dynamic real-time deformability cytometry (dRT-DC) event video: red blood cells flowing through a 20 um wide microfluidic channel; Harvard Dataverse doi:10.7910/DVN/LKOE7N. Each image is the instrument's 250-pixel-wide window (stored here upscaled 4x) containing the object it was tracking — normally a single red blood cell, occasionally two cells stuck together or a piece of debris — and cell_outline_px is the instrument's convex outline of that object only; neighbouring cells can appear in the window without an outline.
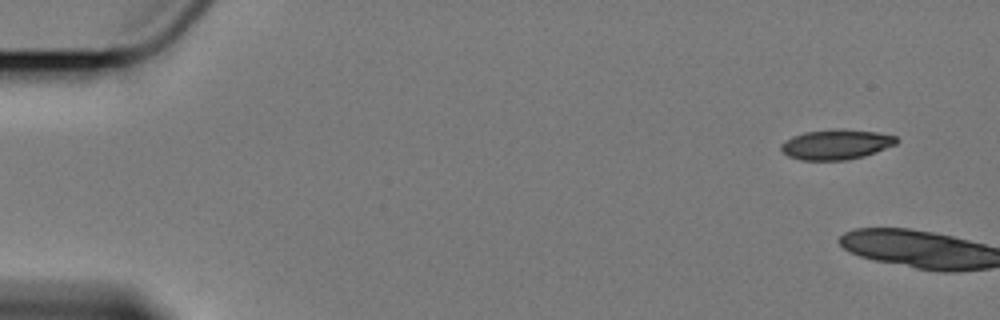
{"species": "Egyptian fruit bat (a non-hibernating species)", "species_latin": "Rousettus aegyptiacus", "temperature_condition": "cold", "stored_images_in_passage": 9, "camera_frame_rate_fps": 3000, "um_per_image_px": 0.085, "animal": {"sex": "female"}, "frame": {"image": 1, "passage_image": 1, "time_ms": 0.0, "image_size_px": [1000, 320], "cell_outline_px": [[900, 140], [896, 144], [864, 156], [848, 160], [800, 160], [788, 156], [780, 148], [780, 144], [784, 140], [792, 136], [804, 132], [876, 132], [896, 136]], "centroid_in_image_um": [71.04, 12.33], "position_along_channel_um": 14.0, "area_um2": 19.31}}
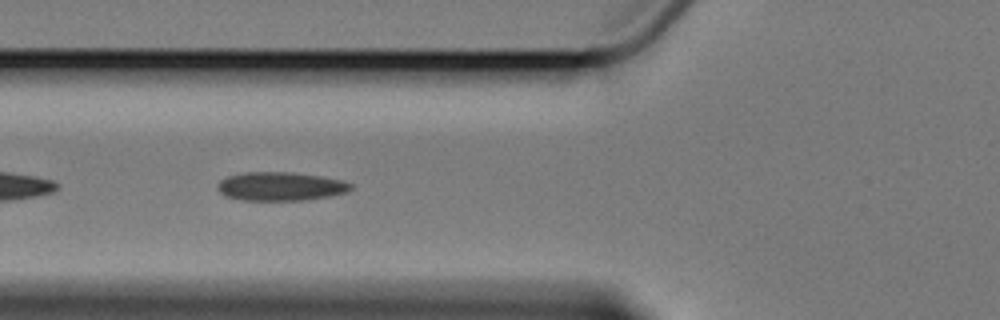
{"frame": {"image": 2, "passage_image": 7, "time_ms": 8.0, "image_size_px": [1000, 320], "cell_outline_px": [[352, 188], [348, 192], [328, 196], [304, 200], [240, 200], [224, 196], [216, 188], [220, 180], [228, 176], [244, 172], [292, 172], [320, 176], [340, 180], [352, 184]], "centroid_in_image_um": [23.81, 15.84], "position_along_channel_um": 102.0, "area_um2": 22.25}}
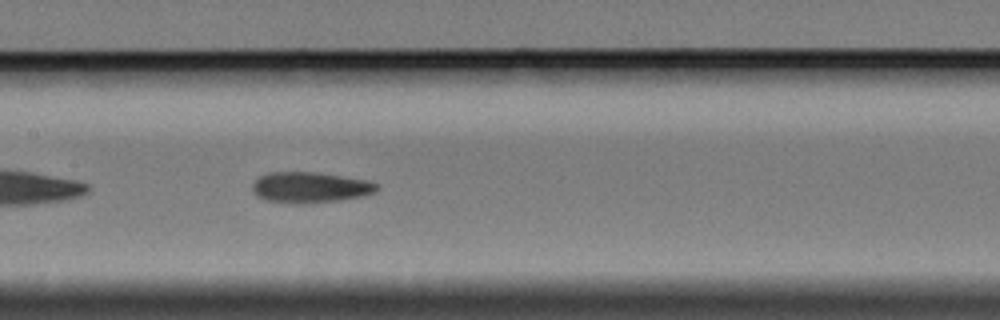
{"frame": {"image": 3, "passage_image": 9, "time_ms": 10.333, "image_size_px": [1000, 320], "cell_outline_px": [[380, 188], [376, 192], [360, 196], [340, 200], [304, 204], [292, 204], [264, 200], [256, 196], [252, 192], [252, 184], [260, 176], [268, 172], [316, 172], [368, 180], [380, 184]], "centroid_in_image_um": [26.35, 15.93], "position_along_channel_um": 181.1, "area_um2": 22.66}}